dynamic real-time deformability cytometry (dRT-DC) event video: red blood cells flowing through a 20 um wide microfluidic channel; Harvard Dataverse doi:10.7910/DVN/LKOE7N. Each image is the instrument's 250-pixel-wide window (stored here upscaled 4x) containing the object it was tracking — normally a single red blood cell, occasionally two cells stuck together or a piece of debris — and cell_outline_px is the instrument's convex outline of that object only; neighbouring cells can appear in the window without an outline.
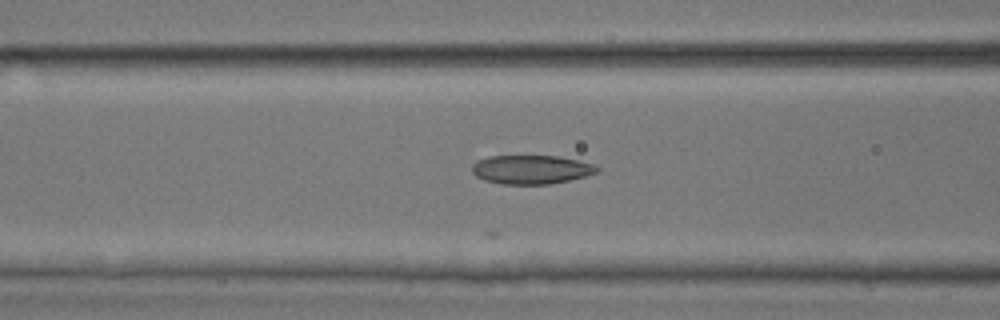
{"species": "common noctule bat (a hibernating species)", "species_latin": "Nyctalus noctula", "temperature_condition": "room temperature", "stored_images_in_passage": 10, "camera_frame_rate_fps": 3000, "um_per_image_px": 0.085, "animal": {"sex": "male", "body_mass_g": 17.9, "forearm_length_mm": 54.2}, "frame": {"image": 1, "passage_image": 5, "time_ms": 1.333, "image_size_px": [1000, 320], "cell_outline_px": [[600, 168], [596, 172], [584, 176], [568, 180], [548, 184], [500, 184], [484, 180], [476, 176], [472, 172], [472, 164], [476, 160], [488, 156], [560, 156], [596, 164]], "centroid_in_image_um": [45.13, 14.4], "position_along_channel_um": 121.5, "area_um2": 21.1}}
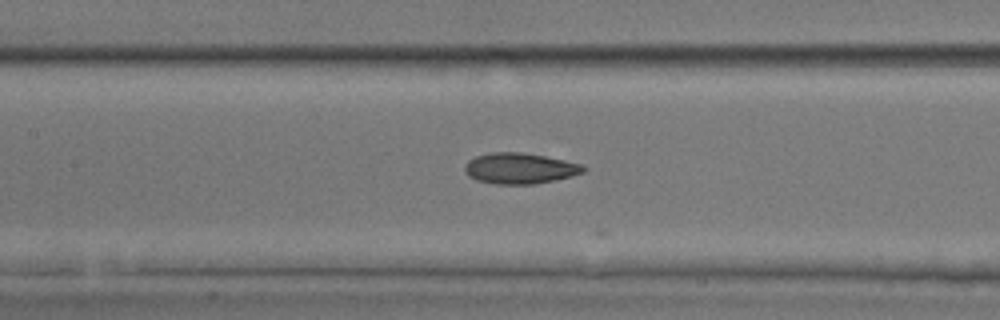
{"frame": {"image": 2, "passage_image": 8, "time_ms": 2.333, "image_size_px": [1000, 320], "cell_outline_px": [[588, 168], [584, 172], [572, 176], [556, 180], [536, 184], [496, 184], [476, 180], [468, 176], [464, 172], [464, 168], [468, 160], [476, 156], [492, 152], [524, 152], [564, 160], [580, 164]], "centroid_in_image_um": [44.18, 14.31], "position_along_channel_um": 163.2, "area_um2": 21.44}}